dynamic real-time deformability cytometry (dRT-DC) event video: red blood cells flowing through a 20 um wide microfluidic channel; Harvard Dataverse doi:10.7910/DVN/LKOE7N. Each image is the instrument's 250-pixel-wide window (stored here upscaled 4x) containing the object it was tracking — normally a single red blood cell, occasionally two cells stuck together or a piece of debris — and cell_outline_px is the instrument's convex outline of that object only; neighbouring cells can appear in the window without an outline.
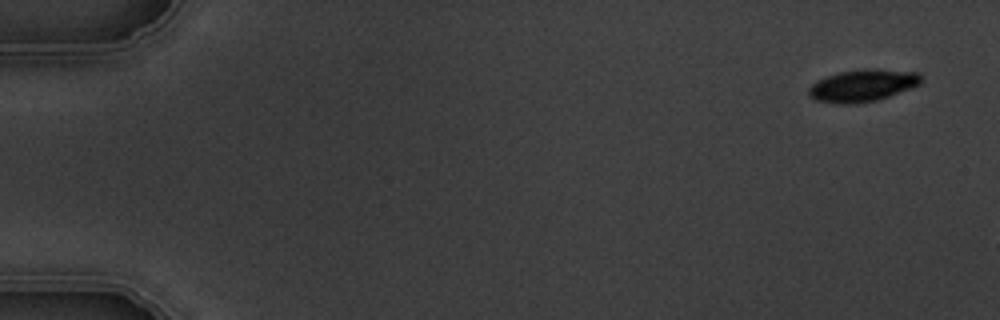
{"species": "common noctule bat (a hibernating species)", "species_latin": "Nyctalus noctula", "temperature_condition": "warm", "stored_images_in_passage": 4, "camera_frame_rate_fps": 3000, "um_per_image_px": 0.085, "animal": {"sex": "male", "body_mass_g": 19.5, "forearm_length_mm": 54.6}, "frame": {"image": 1, "passage_image": 1, "time_ms": 0.0, "image_size_px": [1000, 320], "cell_outline_px": [[920, 84], [888, 96], [876, 100], [856, 104], [836, 104], [816, 100], [808, 96], [808, 88], [816, 80], [840, 72], [864, 68], [876, 68], [920, 72]], "centroid_in_image_um": [73.29, 7.26], "position_along_channel_um": 11.7, "area_um2": 21.15}}